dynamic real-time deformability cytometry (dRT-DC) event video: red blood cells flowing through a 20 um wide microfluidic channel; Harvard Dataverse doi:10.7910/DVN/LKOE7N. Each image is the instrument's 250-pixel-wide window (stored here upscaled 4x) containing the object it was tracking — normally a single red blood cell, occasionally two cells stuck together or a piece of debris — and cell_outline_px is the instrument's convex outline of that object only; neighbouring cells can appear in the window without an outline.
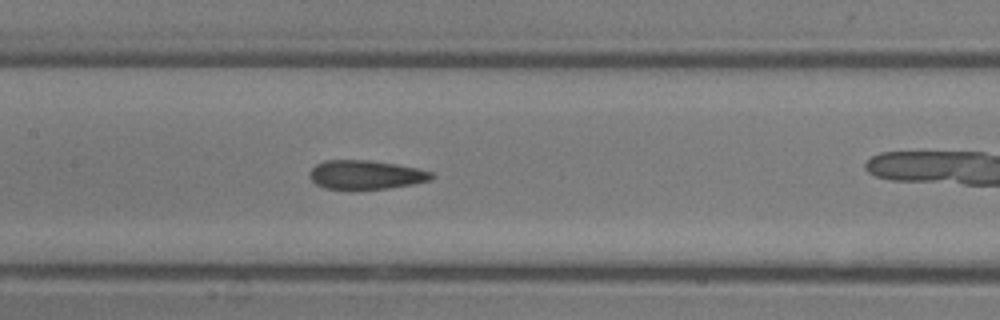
{"species": "common noctule bat (a hibernating species)", "species_latin": "Nyctalus noctula", "temperature_condition": "room temperature", "stored_images_in_passage": 26, "camera_frame_rate_fps": 3000, "um_per_image_px": 0.085, "animal": {"sex": "male", "body_mass_g": 13.3}, "frame": {"image": 1, "passage_image": 15, "time_ms": 4.667, "image_size_px": [1000, 320], "cell_outline_px": [[436, 176], [428, 180], [412, 184], [388, 188], [324, 188], [316, 184], [308, 176], [312, 168], [316, 164], [324, 160], [368, 160], [396, 164], [416, 168], [432, 172]], "centroid_in_image_um": [31.07, 14.84], "position_along_channel_um": 176.3, "area_um2": 20.23}}
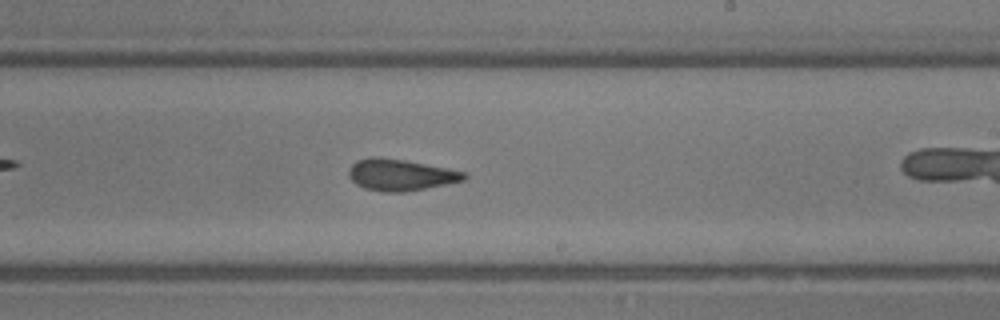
{"frame": {"image": 2, "passage_image": 19, "time_ms": 6.0, "image_size_px": [1000, 320], "cell_outline_px": [[468, 176], [464, 180], [404, 192], [384, 192], [364, 188], [356, 184], [348, 176], [348, 168], [356, 160], [368, 156], [380, 156], [404, 160], [448, 168], [464, 172]], "centroid_in_image_um": [33.98, 14.84], "position_along_channel_um": 255.0, "area_um2": 21.21}}